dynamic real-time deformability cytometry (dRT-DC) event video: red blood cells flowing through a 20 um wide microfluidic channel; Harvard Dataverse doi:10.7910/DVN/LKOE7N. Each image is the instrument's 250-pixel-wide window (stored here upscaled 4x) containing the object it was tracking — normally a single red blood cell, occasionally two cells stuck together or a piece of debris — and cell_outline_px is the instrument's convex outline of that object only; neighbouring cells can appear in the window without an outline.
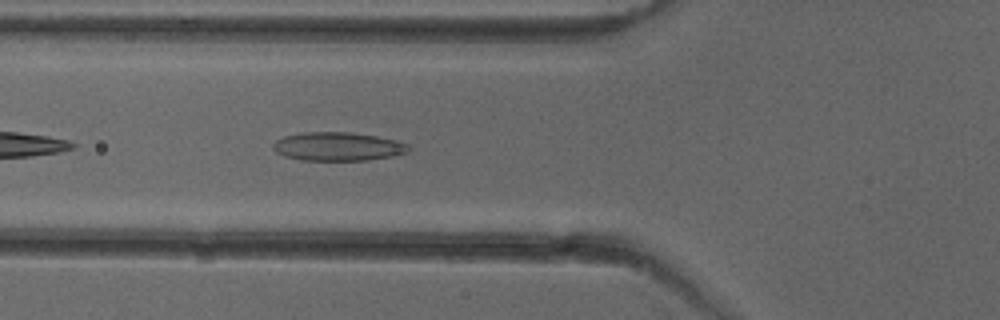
{"species": "common noctule bat (a hibernating species)", "species_latin": "Nyctalus noctula", "temperature_condition": "cold", "stored_images_in_passage": 28, "camera_frame_rate_fps": 3000, "um_per_image_px": 0.085, "animal": {"sex": "female"}, "frame": {"image": 1, "passage_image": 5, "time_ms": 1.333, "image_size_px": [1000, 320], "cell_outline_px": [[412, 148], [408, 152], [392, 156], [368, 160], [300, 160], [284, 156], [276, 152], [272, 148], [272, 144], [276, 140], [284, 136], [300, 132], [348, 132], [376, 136], [396, 140], [408, 144]], "centroid_in_image_um": [28.71, 12.45], "position_along_channel_um": 97.1, "area_um2": 22.72}}
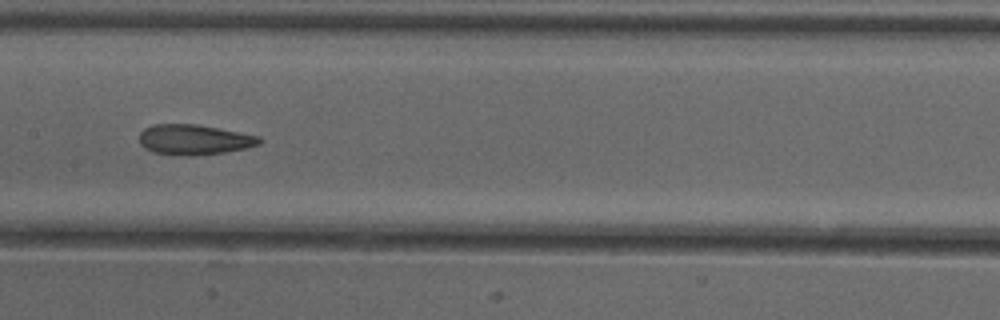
{"frame": {"image": 2, "passage_image": 12, "time_ms": 3.667, "image_size_px": [1000, 320], "cell_outline_px": [[264, 140], [260, 144], [244, 148], [224, 152], [192, 156], [180, 156], [152, 152], [144, 148], [140, 144], [140, 132], [144, 128], [152, 124], [196, 124], [260, 136]], "centroid_in_image_um": [16.48, 11.87], "position_along_channel_um": 190.9, "area_um2": 21.27}}
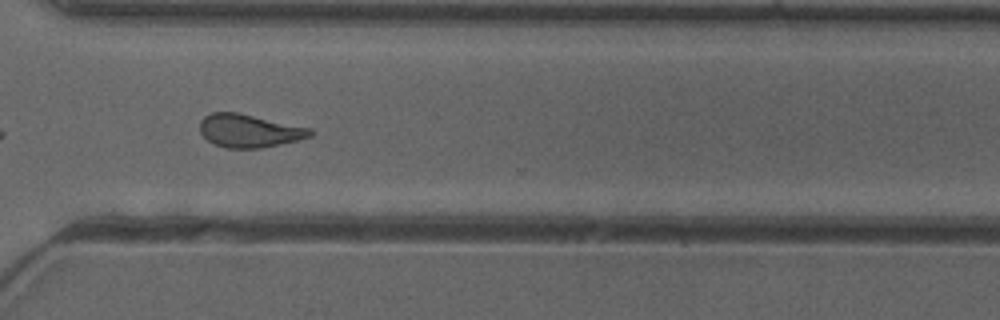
{"frame": {"image": 3, "passage_image": 24, "time_ms": 7.667, "image_size_px": [1000, 320], "cell_outline_px": [[312, 136], [300, 140], [264, 148], [224, 148], [208, 140], [200, 132], [200, 120], [204, 116], [212, 112], [236, 112], [312, 128]], "centroid_in_image_um": [21.2, 11.12], "position_along_channel_um": 349.4, "area_um2": 21.39}, "authors_computed_cell_mechanics": {"area_um2": 21.1837, "velocity_mm_per_s": 3.9806, "shape_relaxation_time_tau1_ms": null, "shape_relaxation_time_tau2_ms": 2.615, "deformation_change_tau1": null, "deformation_change_tau2": 0.1128}}